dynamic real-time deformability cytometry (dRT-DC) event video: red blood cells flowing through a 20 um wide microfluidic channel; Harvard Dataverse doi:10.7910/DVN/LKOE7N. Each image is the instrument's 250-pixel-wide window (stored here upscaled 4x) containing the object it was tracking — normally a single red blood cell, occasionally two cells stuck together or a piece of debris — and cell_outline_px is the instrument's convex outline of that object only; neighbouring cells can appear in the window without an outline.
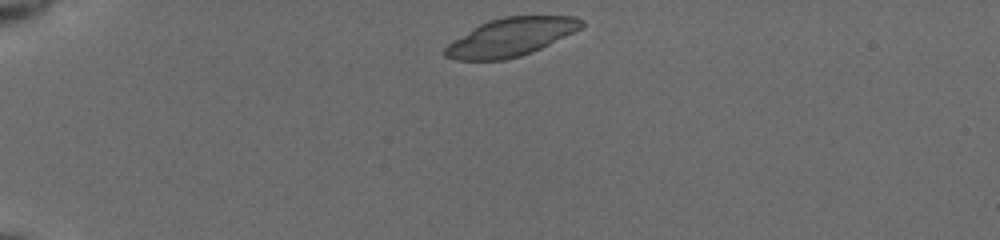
{"species": "common noctule bat (a hibernating species)", "species_latin": "Nyctalus noctula", "temperature_condition": "cold", "stored_images_in_passage": 41, "camera_frame_rate_fps": 3000, "um_per_image_px": 0.085, "animal": {"sex": "female", "body_mass_g": 19.5, "forearm_length_mm": 54.1}, "frame": {"image": 1, "passage_image": 1, "time_ms": 0.0, "image_size_px": [1000, 240], "cell_outline_px": [[584, 24], [580, 28], [540, 48], [520, 56], [504, 60], [456, 60], [444, 56], [444, 48], [448, 44], [472, 28], [488, 20], [504, 16], [576, 16], [584, 20]], "centroid_in_image_um": [43.39, 3.15], "position_along_channel_um": 41.6, "area_um2": 30.0}}